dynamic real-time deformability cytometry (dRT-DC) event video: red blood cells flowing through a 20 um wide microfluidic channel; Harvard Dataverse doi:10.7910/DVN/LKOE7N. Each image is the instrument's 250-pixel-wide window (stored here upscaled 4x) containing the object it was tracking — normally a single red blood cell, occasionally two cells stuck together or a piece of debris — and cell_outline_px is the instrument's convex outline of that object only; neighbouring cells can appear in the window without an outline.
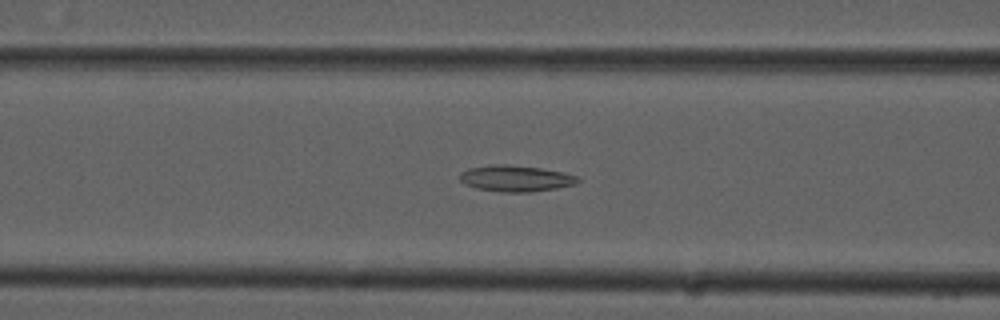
{"species": "common noctule bat (a hibernating species)", "species_latin": "Nyctalus noctula", "temperature_condition": "cold", "stored_images_in_passage": 39, "camera_frame_rate_fps": 3000, "um_per_image_px": 0.085, "animal": {"sex": "male", "forearm_length_mm": 52.5}, "frame": {"image": 1, "passage_image": 11, "time_ms": 3.333, "image_size_px": [1000, 320], "cell_outline_px": [[580, 180], [576, 184], [556, 188], [532, 192], [500, 192], [476, 188], [464, 184], [460, 180], [460, 172], [468, 168], [492, 164], [508, 164], [540, 168], [580, 176]], "centroid_in_image_um": [43.82, 15.16], "position_along_channel_um": 122.8, "area_um2": 18.15}}
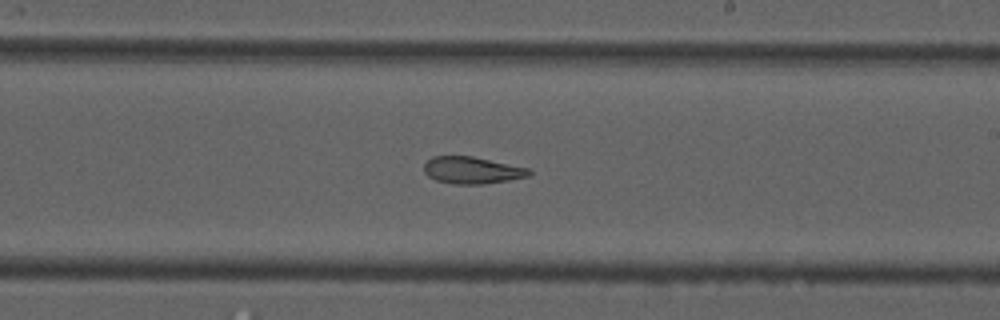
{"frame": {"image": 2, "passage_image": 21, "time_ms": 6.667, "image_size_px": [1000, 320], "cell_outline_px": [[532, 176], [484, 184], [452, 184], [436, 180], [428, 176], [424, 172], [424, 164], [432, 156], [472, 156], [532, 168]], "centroid_in_image_um": [40.18, 14.47], "position_along_channel_um": 248.8, "area_um2": 16.76}}
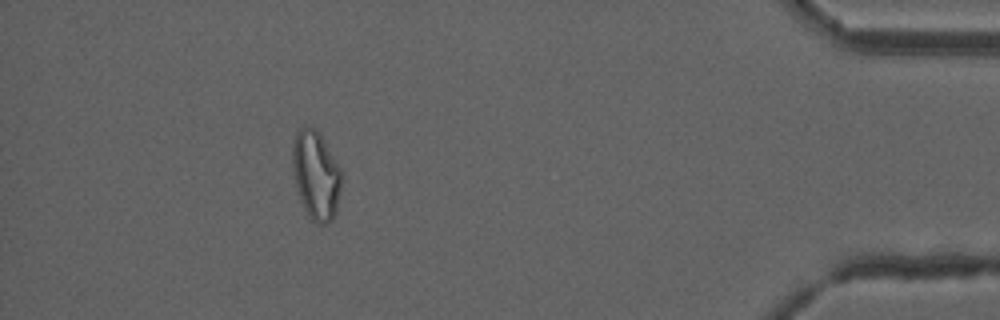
{"frame": {"image": 3, "passage_image": 38, "time_ms": 12.333, "image_size_px": [1000, 320], "cell_outline_px": [[340, 192], [336, 212], [332, 220], [328, 224], [316, 224], [308, 216], [300, 200], [296, 184], [292, 164], [292, 144], [296, 132], [304, 124], [308, 124], [316, 128], [320, 132], [340, 168]], "centroid_in_image_um": [26.84, 14.85], "position_along_channel_um": 408.4, "area_um2": 25.55}}